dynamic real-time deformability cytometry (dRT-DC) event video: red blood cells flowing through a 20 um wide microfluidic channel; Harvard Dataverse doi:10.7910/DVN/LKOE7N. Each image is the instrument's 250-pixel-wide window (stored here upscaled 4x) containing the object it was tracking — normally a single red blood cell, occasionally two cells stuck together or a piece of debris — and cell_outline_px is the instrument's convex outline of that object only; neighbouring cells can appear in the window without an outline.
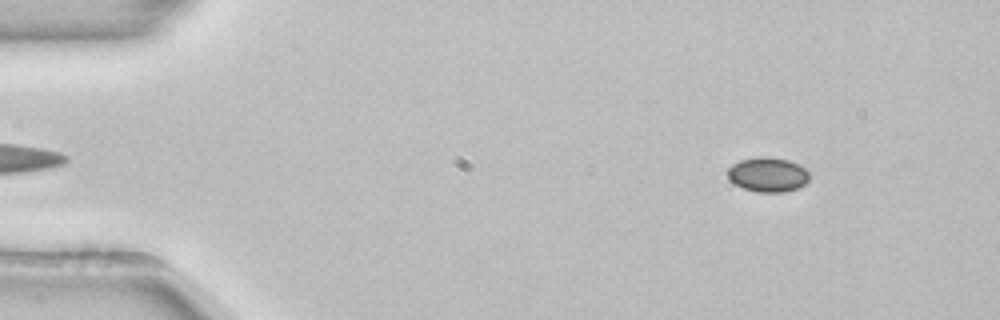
{"species": "common noctule bat (a hibernating species)", "species_latin": "Nyctalus noctula", "temperature_condition": "room temperature", "stored_images_in_passage": 48, "camera_frame_rate_fps": 3000, "um_per_image_px": 0.085, "animal": {"sex": "female", "body_mass_g": 22.7, "forearm_length_mm": 54.2}, "frame": {"image": 1, "passage_image": 1, "time_ms": 0.0, "image_size_px": [1000, 320], "cell_outline_px": [[808, 180], [804, 184], [796, 188], [784, 192], [756, 192], [744, 188], [728, 180], [728, 168], [732, 164], [740, 160], [764, 156], [788, 160], [804, 168], [808, 172]], "centroid_in_image_um": [65.23, 14.84], "position_along_channel_um": 19.8, "area_um2": 16.24}}
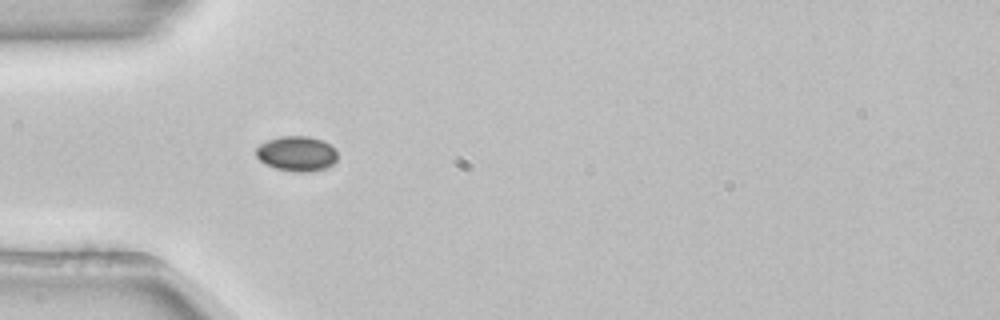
{"frame": {"image": 2, "passage_image": 11, "time_ms": 3.333, "image_size_px": [1000, 320], "cell_outline_px": [[336, 160], [332, 164], [324, 168], [308, 172], [296, 172], [276, 168], [264, 164], [256, 156], [256, 148], [260, 144], [268, 140], [280, 136], [308, 136], [324, 140], [336, 152]], "centroid_in_image_um": [25.19, 13.05], "position_along_channel_um": 59.8, "area_um2": 16.53}}
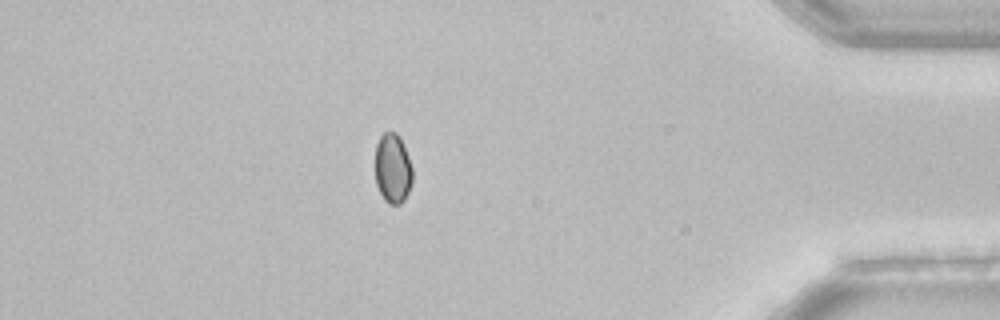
{"frame": {"image": 3, "passage_image": 41, "time_ms": 13.333, "image_size_px": [1000, 320], "cell_outline_px": [[412, 180], [408, 192], [404, 200], [400, 204], [388, 204], [384, 200], [376, 184], [376, 144], [380, 136], [384, 132], [396, 132], [408, 156], [412, 168]], "centroid_in_image_um": [33.37, 14.34], "position_along_channel_um": 401.8, "area_um2": 14.97}}